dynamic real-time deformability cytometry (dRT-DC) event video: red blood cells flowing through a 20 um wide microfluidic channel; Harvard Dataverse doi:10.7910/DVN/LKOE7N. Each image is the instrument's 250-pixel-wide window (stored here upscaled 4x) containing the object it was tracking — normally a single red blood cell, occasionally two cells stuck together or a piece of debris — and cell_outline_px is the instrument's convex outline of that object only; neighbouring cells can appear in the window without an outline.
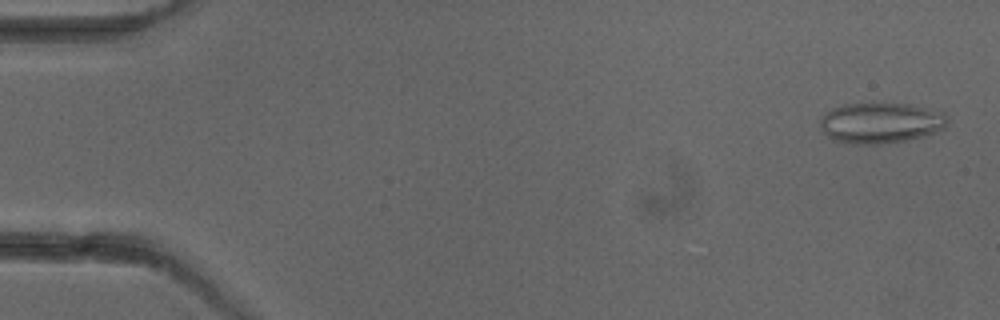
{"species": "common noctule bat (a hibernating species)", "species_latin": "Nyctalus noctula", "temperature_condition": "cold", "stored_images_in_passage": 4, "camera_frame_rate_fps": 3000, "um_per_image_px": 0.085, "animal": {"sex": "female"}, "frame": {"image": 1, "passage_image": 1, "time_ms": 0.0, "image_size_px": [1000, 320], "cell_outline_px": [[948, 120], [944, 128], [920, 136], [904, 140], [880, 144], [844, 144], [828, 136], [820, 128], [820, 120], [832, 108], [844, 104], [872, 100], [912, 104], [944, 112], [948, 116]], "centroid_in_image_um": [74.84, 10.39], "position_along_channel_um": 10.2, "area_um2": 30.87}}